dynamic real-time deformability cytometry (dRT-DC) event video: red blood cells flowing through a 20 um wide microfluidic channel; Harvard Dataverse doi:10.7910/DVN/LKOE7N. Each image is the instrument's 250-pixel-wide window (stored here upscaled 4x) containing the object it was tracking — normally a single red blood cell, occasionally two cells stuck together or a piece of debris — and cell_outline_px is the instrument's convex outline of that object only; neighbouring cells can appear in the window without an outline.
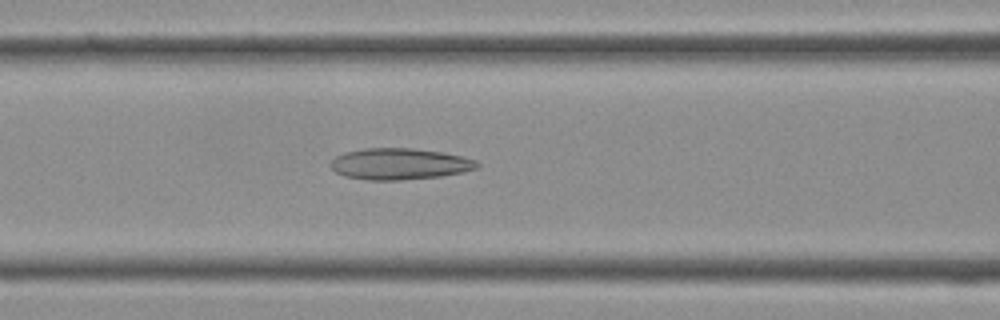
{"species": "Egyptian fruit bat (a non-hibernating species)", "species_latin": "Rousettus aegyptiacus", "temperature_condition": "cold", "stored_images_in_passage": 33, "camera_frame_rate_fps": 3000, "um_per_image_px": 0.085, "frame": {"image": 1, "passage_image": 10, "time_ms": 3.0, "image_size_px": [1000, 320], "cell_outline_px": [[480, 168], [464, 172], [440, 176], [400, 180], [368, 180], [344, 176], [336, 172], [328, 164], [336, 156], [344, 152], [364, 148], [412, 148], [440, 152], [464, 156], [476, 160], [480, 164]], "centroid_in_image_um": [33.98, 13.93], "position_along_channel_um": 132.6, "area_um2": 26.93}}
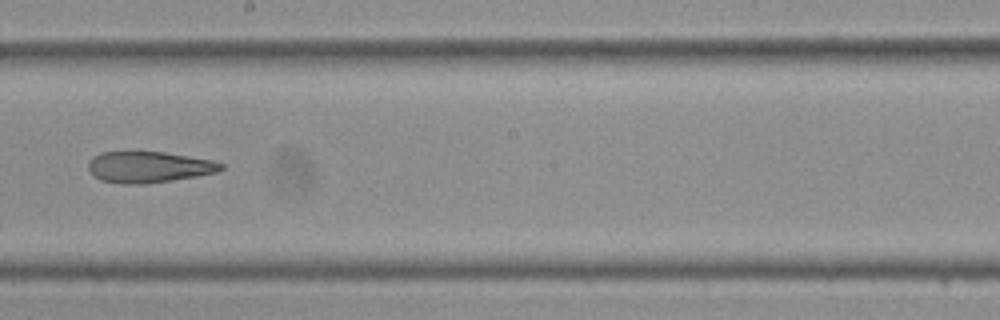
{"frame": {"image": 2, "passage_image": 16, "time_ms": 5.0, "image_size_px": [1000, 320], "cell_outline_px": [[224, 168], [216, 172], [196, 176], [148, 184], [124, 184], [100, 180], [88, 168], [88, 160], [92, 156], [100, 152], [164, 152], [212, 160], [224, 164]], "centroid_in_image_um": [12.63, 14.2], "position_along_channel_um": 235.6, "area_um2": 24.04}}
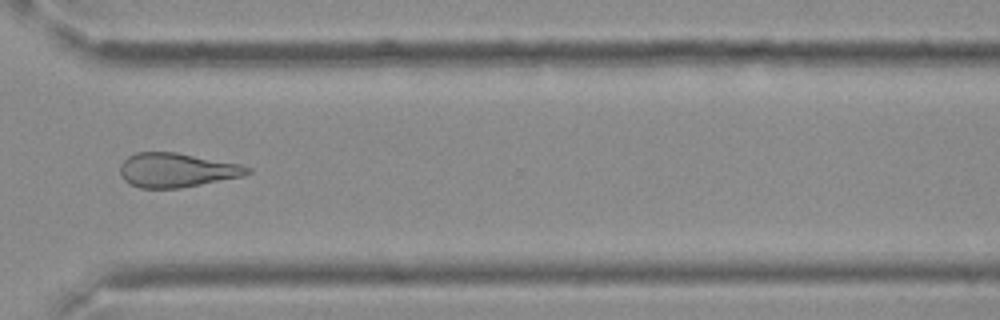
{"frame": {"image": 3, "passage_image": 23, "time_ms": 7.333, "image_size_px": [1000, 320], "cell_outline_px": [[252, 172], [244, 176], [180, 188], [140, 188], [128, 184], [120, 176], [120, 164], [128, 156], [136, 152], [176, 152], [240, 164], [252, 168]], "centroid_in_image_um": [15.0, 14.46], "position_along_channel_um": 355.6, "area_um2": 25.55}}